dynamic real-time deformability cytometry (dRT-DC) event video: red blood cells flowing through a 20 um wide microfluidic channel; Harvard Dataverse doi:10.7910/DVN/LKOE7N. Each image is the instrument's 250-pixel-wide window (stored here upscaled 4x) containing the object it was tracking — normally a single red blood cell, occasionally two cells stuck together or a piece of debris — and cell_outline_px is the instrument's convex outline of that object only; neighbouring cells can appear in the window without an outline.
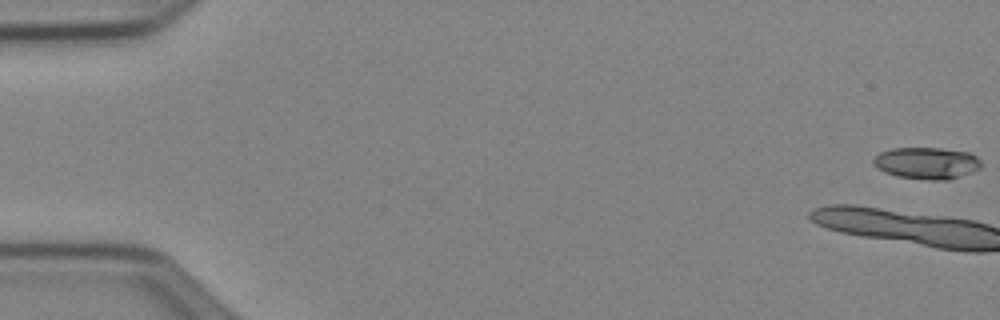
{"species": "Egyptian fruit bat (a non-hibernating species)", "species_latin": "Rousettus aegyptiacus", "temperature_condition": "cold", "stored_images_in_passage": 19, "camera_frame_rate_fps": 3000, "um_per_image_px": 0.085, "animal": {"sex": "female"}, "frame": {"image": 1, "passage_image": 1, "time_ms": 0.0, "image_size_px": [1000, 320], "cell_outline_px": [[984, 164], [980, 168], [972, 172], [948, 180], [928, 180], [896, 176], [884, 172], [876, 168], [872, 164], [872, 160], [880, 152], [892, 148], [940, 148], [968, 152], [976, 156]], "centroid_in_image_um": [78.77, 13.87], "position_along_channel_um": 6.2, "area_um2": 20.17}}